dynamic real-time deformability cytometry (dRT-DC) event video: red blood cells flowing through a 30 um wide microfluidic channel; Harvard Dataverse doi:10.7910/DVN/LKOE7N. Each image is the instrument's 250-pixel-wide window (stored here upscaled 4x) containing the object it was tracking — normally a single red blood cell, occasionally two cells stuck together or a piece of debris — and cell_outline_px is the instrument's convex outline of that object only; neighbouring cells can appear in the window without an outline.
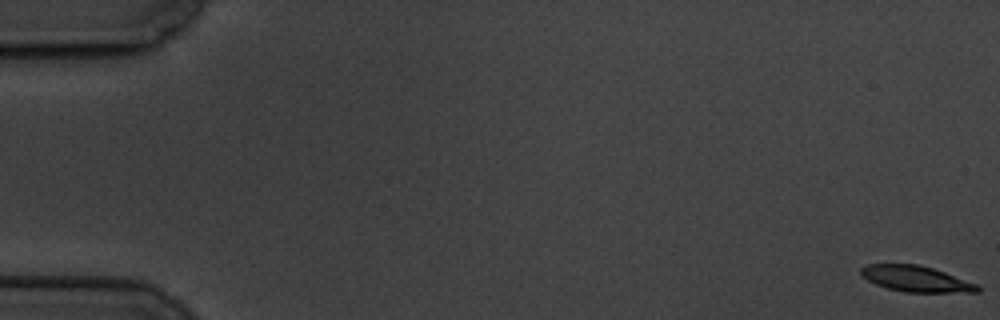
{"species": "common noctule bat (a hibernating species)", "species_latin": "Nyctalus noctula", "temperature_condition": "cold", "stored_images_in_passage": 5, "camera_frame_rate_fps": 3000, "um_per_image_px": 0.085, "animal": {"sex": "male", "body_mass_g": 19.5, "forearm_length_mm": 54.6}, "frame": {"image": 1, "passage_image": 1, "time_ms": 0.0, "image_size_px": [1000, 320], "cell_outline_px": [[980, 292], [904, 292], [888, 288], [876, 284], [860, 276], [860, 268], [864, 264], [920, 264], [980, 284]], "centroid_in_image_um": [77.86, 23.69], "position_along_channel_um": 7.1, "area_um2": 17.74}}